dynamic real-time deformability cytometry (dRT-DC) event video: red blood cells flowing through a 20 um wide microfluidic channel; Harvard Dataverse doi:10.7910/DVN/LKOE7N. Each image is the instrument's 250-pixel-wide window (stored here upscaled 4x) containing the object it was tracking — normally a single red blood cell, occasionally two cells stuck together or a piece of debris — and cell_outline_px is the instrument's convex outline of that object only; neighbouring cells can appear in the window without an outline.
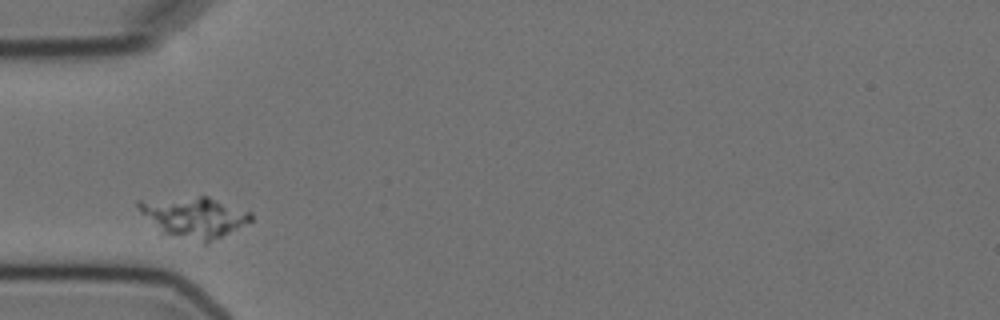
{"species": "Egyptian fruit bat (a non-hibernating species)", "species_latin": "Rousettus aegyptiacus", "temperature_condition": "cold", "stored_images_in_passage": 2, "camera_frame_rate_fps": 3000, "um_per_image_px": 0.085, "animal": {"sex": "female"}, "frame": {"image": 1, "passage_image": 1, "time_ms": 0.0, "image_size_px": [1000, 320], "cell_outline_px": [[252, 220], [208, 244], [204, 244], [160, 232], [136, 208], [136, 200], [200, 196], [208, 196], [252, 212]], "centroid_in_image_um": [16.47, 18.46], "position_along_channel_um": 68.5, "area_um2": 26.88}}
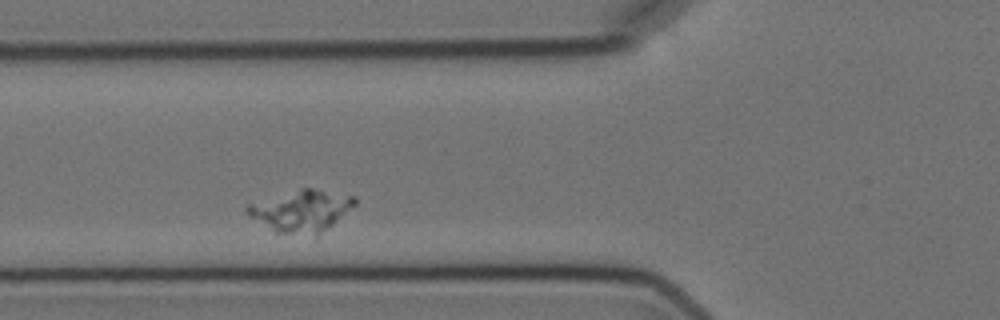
{"frame": {"image": 2, "passage_image": 2, "time_ms": 1.0, "image_size_px": [1000, 320], "cell_outline_px": [[356, 204], [332, 224], [316, 236], [276, 232], [252, 216], [244, 208], [248, 204], [300, 188], [312, 188], [356, 196]], "centroid_in_image_um": [25.65, 17.9], "position_along_channel_um": 100.1, "area_um2": 25.49}}